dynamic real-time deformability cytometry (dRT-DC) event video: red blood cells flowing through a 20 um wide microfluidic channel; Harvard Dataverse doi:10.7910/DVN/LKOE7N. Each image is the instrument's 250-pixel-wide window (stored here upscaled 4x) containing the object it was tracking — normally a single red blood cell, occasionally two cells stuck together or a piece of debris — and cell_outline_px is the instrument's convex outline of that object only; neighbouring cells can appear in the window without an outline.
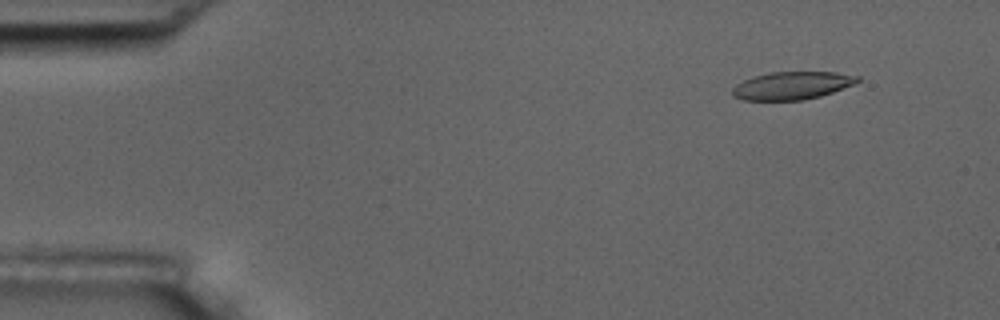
{"species": "common noctule bat (a hibernating species)", "species_latin": "Nyctalus noctula", "temperature_condition": "room temperature", "stored_images_in_passage": 5, "segment_of_instrument_passage": [1, 2], "camera_frame_rate_fps": 3000, "um_per_image_px": 0.085, "animal": {"sex": "male", "body_mass_g": 17.5, "forearm_length_mm": 52.3}, "frame": {"image": 1, "passage_image": 1, "time_ms": 0.0, "image_size_px": [1000, 320], "cell_outline_px": [[860, 80], [856, 84], [820, 96], [804, 100], [744, 100], [732, 96], [732, 88], [736, 84], [752, 76], [772, 72], [836, 72], [860, 76]], "centroid_in_image_um": [67.33, 7.27], "position_along_channel_um": 17.7, "area_um2": 20.4}}